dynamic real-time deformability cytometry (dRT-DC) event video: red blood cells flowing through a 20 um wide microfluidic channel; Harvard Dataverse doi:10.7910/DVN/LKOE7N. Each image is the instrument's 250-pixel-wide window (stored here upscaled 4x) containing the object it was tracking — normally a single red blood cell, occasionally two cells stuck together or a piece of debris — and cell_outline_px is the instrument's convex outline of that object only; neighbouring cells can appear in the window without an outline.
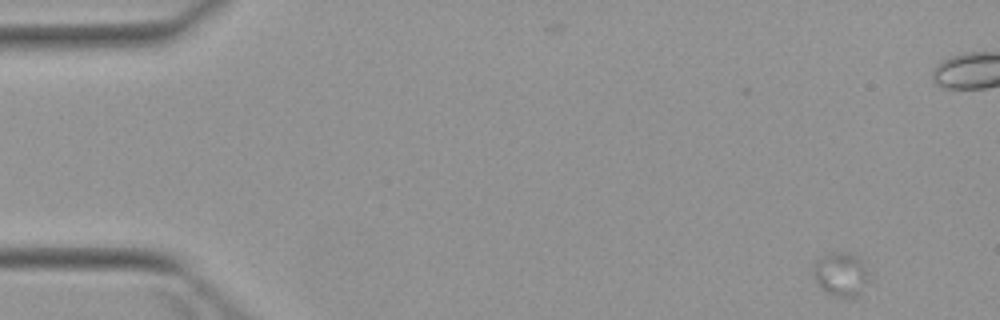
{"species": "Egyptian fruit bat (a non-hibernating species)", "species_latin": "Rousettus aegyptiacus", "temperature_condition": "warm", "stored_images_in_passage": 5, "camera_frame_rate_fps": 3000, "um_per_image_px": 0.085, "animal": {"sex": "female"}, "frame": {"image": 1, "passage_image": 1, "time_ms": 0.0, "image_size_px": [1000, 320], "cell_outline_px": [[868, 280], [860, 296], [848, 300], [832, 296], [820, 288], [812, 276], [812, 264], [816, 260], [828, 252], [848, 252], [860, 256], [868, 276]], "centroid_in_image_um": [71.45, 23.34], "position_along_channel_um": 13.6, "area_um2": 14.97}}